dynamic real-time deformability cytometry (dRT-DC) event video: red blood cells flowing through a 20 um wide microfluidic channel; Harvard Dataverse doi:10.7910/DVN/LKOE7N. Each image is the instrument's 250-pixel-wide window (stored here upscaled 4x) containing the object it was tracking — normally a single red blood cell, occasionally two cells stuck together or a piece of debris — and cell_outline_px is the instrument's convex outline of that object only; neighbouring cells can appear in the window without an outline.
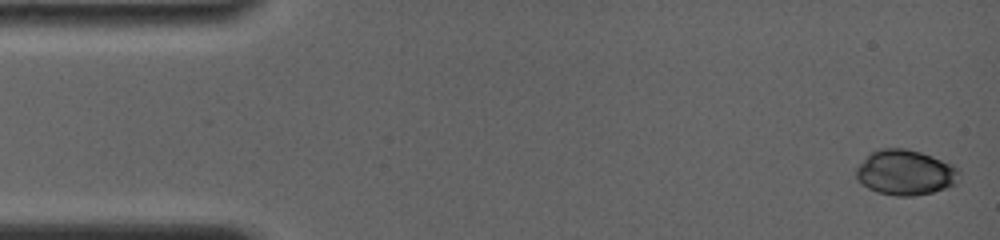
{"species": "common noctule bat (a hibernating species)", "species_latin": "Nyctalus noctula", "temperature_condition": "room temperature", "stored_images_in_passage": 5, "camera_frame_rate_fps": 4000, "um_per_image_px": 0.085, "animal": {"sex": "female", "body_mass_g": 19.0, "forearm_length_mm": 56.7}, "frame": {"image": 1, "passage_image": 1, "time_ms": 0.0, "image_size_px": [1000, 240], "cell_outline_px": [[960, 180], [956, 184], [932, 192], [912, 196], [896, 196], [876, 192], [868, 188], [856, 180], [856, 168], [872, 152], [884, 148], [904, 148], [920, 152], [932, 156], [952, 164], [960, 168]], "centroid_in_image_um": [76.98, 14.67], "position_along_channel_um": 8.0, "area_um2": 27.22}}
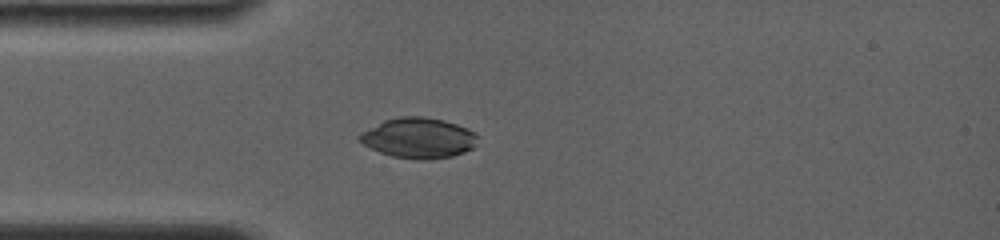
{"frame": {"image": 2, "passage_image": 5, "time_ms": 4.0, "image_size_px": [1000, 240], "cell_outline_px": [[480, 136], [476, 144], [472, 148], [464, 152], [452, 156], [424, 160], [420, 160], [392, 156], [380, 152], [364, 144], [360, 140], [360, 132], [384, 120], [400, 116], [424, 116], [444, 120], [468, 128], [476, 132]], "centroid_in_image_um": [35.62, 11.71], "position_along_channel_um": 49.4, "area_um2": 27.86}}